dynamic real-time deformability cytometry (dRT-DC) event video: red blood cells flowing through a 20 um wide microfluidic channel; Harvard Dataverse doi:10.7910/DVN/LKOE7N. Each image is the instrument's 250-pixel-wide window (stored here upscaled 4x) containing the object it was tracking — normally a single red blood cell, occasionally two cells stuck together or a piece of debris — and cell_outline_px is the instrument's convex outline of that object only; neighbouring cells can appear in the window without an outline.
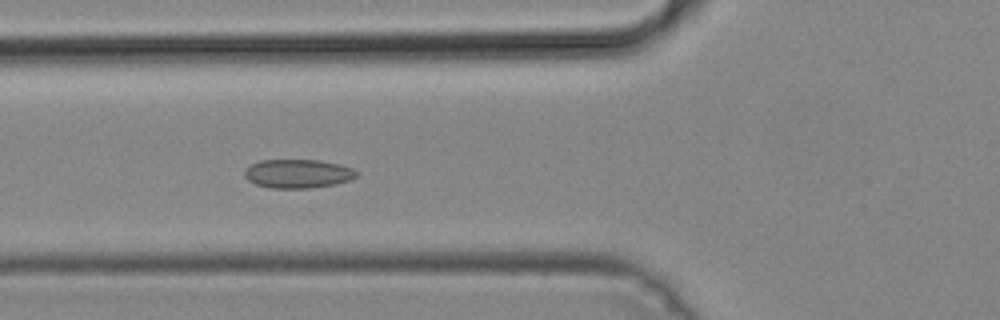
{"species": "common noctule bat (a hibernating species)", "species_latin": "Nyctalus noctula", "temperature_condition": "cold", "stored_images_in_passage": 35, "camera_frame_rate_fps": 3000, "um_per_image_px": 0.085, "animal": {"sex": "male", "body_mass_g": 19.2, "forearm_length_mm": 51.8}, "frame": {"image": 1, "passage_image": 18, "time_ms": 5.667, "image_size_px": [1000, 320], "cell_outline_px": [[360, 172], [356, 176], [348, 180], [336, 184], [308, 188], [272, 188], [256, 184], [248, 180], [244, 176], [244, 168], [260, 160], [320, 160], [340, 164], [352, 168]], "centroid_in_image_um": [25.31, 14.75], "position_along_channel_um": 100.5, "area_um2": 18.84}}
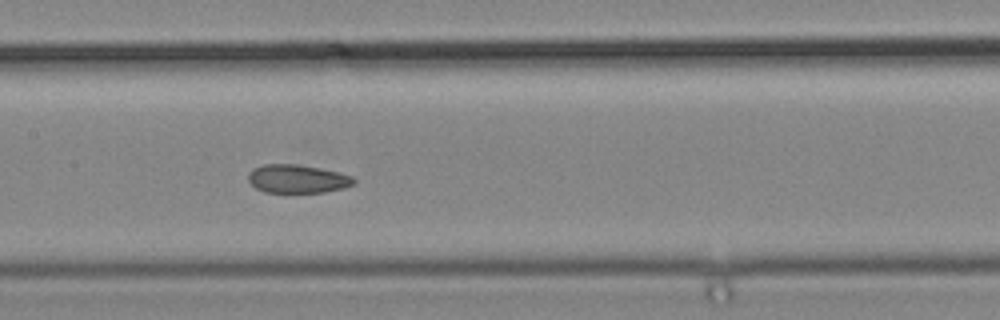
{"frame": {"image": 2, "passage_image": 24, "time_ms": 7.667, "image_size_px": [1000, 320], "cell_outline_px": [[356, 184], [344, 188], [324, 192], [288, 196], [264, 192], [256, 188], [248, 180], [248, 172], [252, 168], [264, 164], [296, 164], [320, 168], [352, 176], [356, 180]], "centroid_in_image_um": [25.25, 15.26], "position_along_channel_um": 182.2, "area_um2": 18.38}}
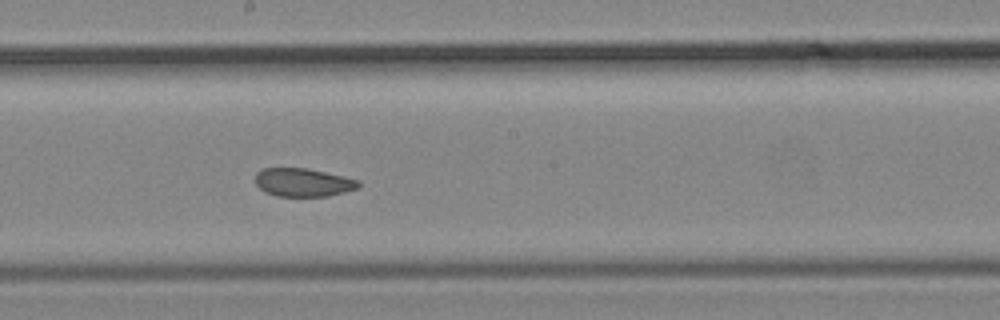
{"frame": {"image": 3, "passage_image": 27, "time_ms": 8.667, "image_size_px": [1000, 320], "cell_outline_px": [[360, 184], [356, 188], [344, 192], [328, 196], [276, 196], [264, 192], [256, 184], [256, 172], [264, 168], [308, 168], [344, 176], [360, 180]], "centroid_in_image_um": [25.76, 15.5], "position_along_channel_um": 222.4, "area_um2": 17.05}}